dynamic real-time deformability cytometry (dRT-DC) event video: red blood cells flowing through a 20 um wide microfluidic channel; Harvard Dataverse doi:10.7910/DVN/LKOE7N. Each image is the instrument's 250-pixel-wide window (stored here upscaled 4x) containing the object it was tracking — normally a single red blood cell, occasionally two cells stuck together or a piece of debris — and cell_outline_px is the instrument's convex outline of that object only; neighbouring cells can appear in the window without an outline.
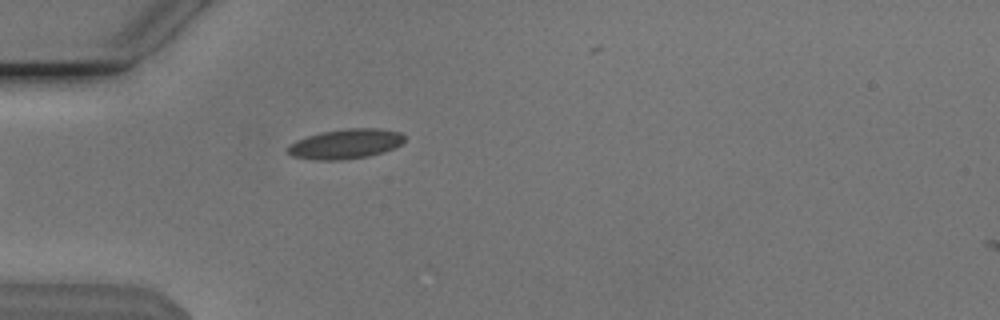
{"species": "Egyptian fruit bat (a non-hibernating species)", "species_latin": "Rousettus aegyptiacus", "temperature_condition": "cold", "stored_images_in_passage": 2, "camera_frame_rate_fps": 3000, "um_per_image_px": 0.085, "animal": {"sex": "male"}, "frame": {"image": 1, "passage_image": 1, "time_ms": 0.0, "image_size_px": [1000, 320], "cell_outline_px": [[404, 140], [400, 144], [384, 152], [368, 156], [344, 160], [312, 160], [292, 156], [288, 152], [288, 144], [296, 140], [320, 132], [348, 128], [380, 128], [400, 132], [404, 136]], "centroid_in_image_um": [29.35, 12.23], "position_along_channel_um": 55.7, "area_um2": 20.35}}